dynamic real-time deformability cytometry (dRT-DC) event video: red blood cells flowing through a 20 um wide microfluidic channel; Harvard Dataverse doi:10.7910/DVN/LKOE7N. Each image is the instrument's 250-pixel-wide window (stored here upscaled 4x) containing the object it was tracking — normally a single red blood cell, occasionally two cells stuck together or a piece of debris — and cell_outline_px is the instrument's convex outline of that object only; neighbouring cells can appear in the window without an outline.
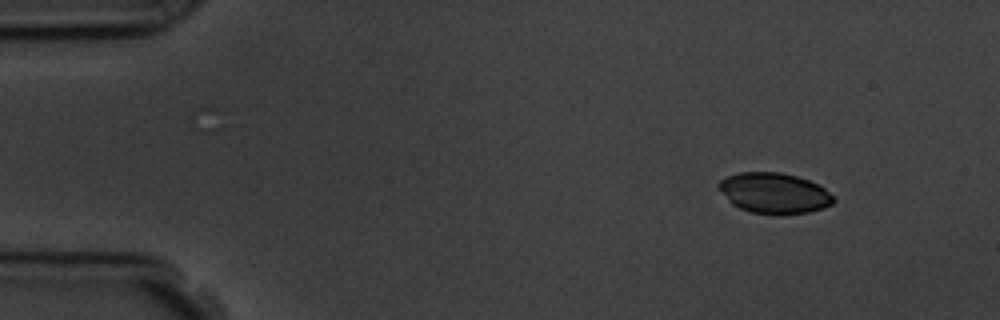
{"species": "common noctule bat (a hibernating species)", "species_latin": "Nyctalus noctula", "temperature_condition": "room temperature", "stored_images_in_passage": 4, "camera_frame_rate_fps": 3000, "um_per_image_px": 0.085, "animal": {"sex": "male", "body_mass_g": 19.5, "forearm_length_mm": 54.6}, "frame": {"image": 1, "passage_image": 1, "time_ms": 0.0, "image_size_px": [1000, 320], "cell_outline_px": [[836, 200], [832, 204], [824, 208], [808, 212], [780, 216], [752, 212], [740, 208], [732, 204], [728, 200], [716, 184], [720, 180], [728, 176], [740, 172], [780, 172], [796, 176], [808, 180], [824, 188]], "centroid_in_image_um": [65.81, 16.43], "position_along_channel_um": 19.2, "area_um2": 27.22}}
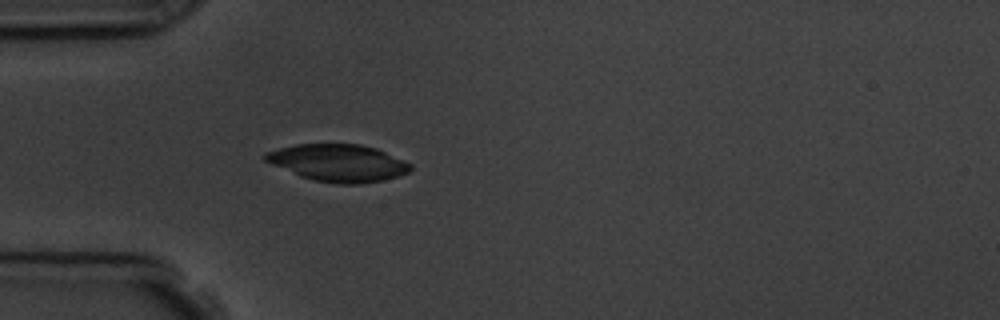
{"frame": {"image": 2, "passage_image": 4, "time_ms": 3.333, "image_size_px": [1000, 320], "cell_outline_px": [[412, 168], [408, 172], [400, 176], [384, 180], [360, 184], [336, 184], [312, 180], [300, 176], [272, 164], [264, 160], [260, 156], [264, 152], [296, 144], [360, 144], [376, 148], [404, 160], [412, 164]], "centroid_in_image_um": [28.74, 13.85], "position_along_channel_um": 56.3, "area_um2": 31.67}}